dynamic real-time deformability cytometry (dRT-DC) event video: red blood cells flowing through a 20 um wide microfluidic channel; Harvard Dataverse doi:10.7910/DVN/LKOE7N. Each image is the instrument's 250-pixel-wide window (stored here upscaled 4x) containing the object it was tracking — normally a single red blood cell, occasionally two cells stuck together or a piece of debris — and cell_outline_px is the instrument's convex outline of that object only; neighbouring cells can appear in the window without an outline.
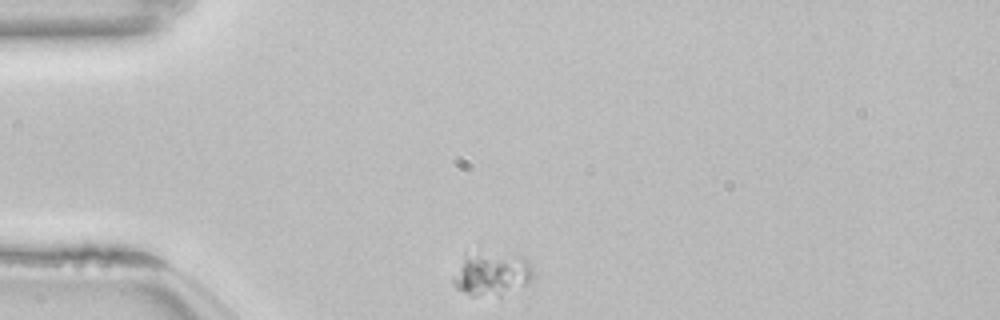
{"species": "common noctule bat (a hibernating species)", "species_latin": "Nyctalus noctula", "temperature_condition": "room temperature", "stored_images_in_passage": 44, "camera_frame_rate_fps": 3000, "um_per_image_px": 0.085, "animal": {"sex": "female", "body_mass_g": 22.7, "forearm_length_mm": 54.2}, "frame": {"image": 1, "passage_image": 1, "time_ms": 0.0, "image_size_px": [1000, 320], "cell_outline_px": [[532, 280], [500, 296], [472, 296], [456, 288], [452, 284], [452, 276], [464, 252], [520, 256], [528, 260], [532, 268]], "centroid_in_image_um": [41.72, 23.28], "position_along_channel_um": 43.3, "area_um2": 20.29}}
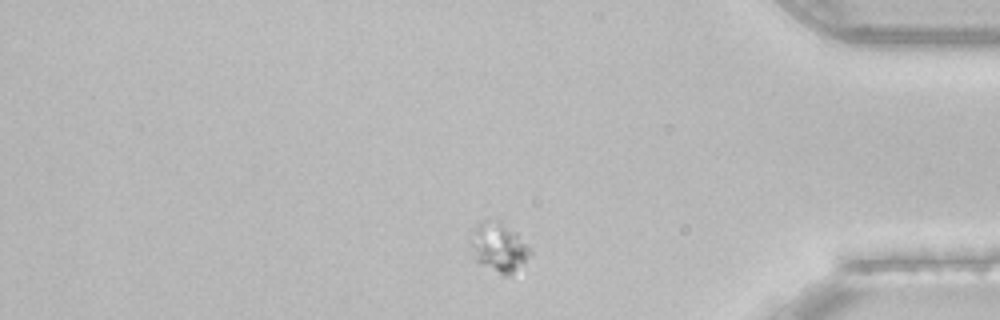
{"frame": {"image": 2, "passage_image": 35, "time_ms": 11.333, "image_size_px": [1000, 320], "cell_outline_px": [[532, 252], [508, 276], [500, 276], [480, 264], [476, 260], [468, 244], [468, 240], [472, 228], [484, 220], [500, 220], [516, 232], [532, 248]], "centroid_in_image_um": [42.33, 20.99], "position_along_channel_um": 392.9, "area_um2": 17.4}}
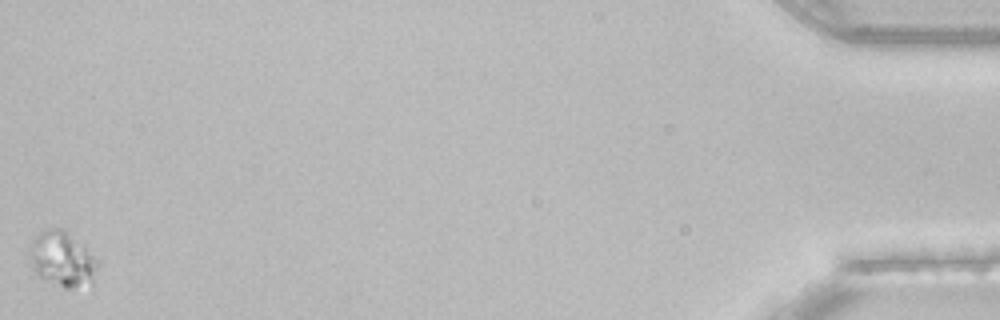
{"frame": {"image": 3, "passage_image": 44, "time_ms": 14.333, "image_size_px": [1000, 320], "cell_outline_px": [[100, 264], [92, 284], [72, 288], [64, 288], [40, 276], [36, 272], [28, 252], [28, 248], [32, 240], [40, 232], [48, 228], [60, 228], [84, 244], [100, 260]], "centroid_in_image_um": [5.35, 22.01], "position_along_channel_um": 429.8, "area_um2": 21.96}}